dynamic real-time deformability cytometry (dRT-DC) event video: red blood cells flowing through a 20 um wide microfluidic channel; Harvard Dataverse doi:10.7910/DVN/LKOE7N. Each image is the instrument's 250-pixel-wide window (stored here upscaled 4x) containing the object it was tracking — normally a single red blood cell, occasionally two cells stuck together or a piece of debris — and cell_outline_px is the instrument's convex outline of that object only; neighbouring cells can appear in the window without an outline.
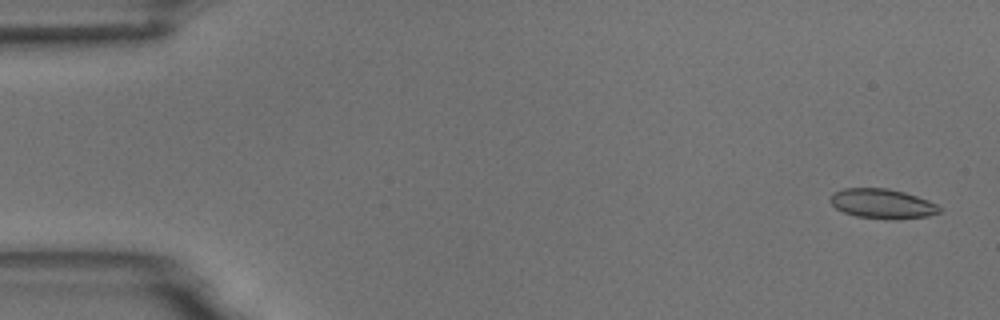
{"species": "common noctule bat (a hibernating species)", "species_latin": "Nyctalus noctula", "temperature_condition": "room temperature", "stored_images_in_passage": 5, "camera_frame_rate_fps": 3000, "um_per_image_px": 0.085, "animal": {"sex": "male", "body_mass_g": 18.8}, "frame": {"image": 1, "passage_image": 1, "time_ms": 0.0, "image_size_px": [1000, 320], "cell_outline_px": [[940, 212], [928, 216], [884, 220], [856, 216], [844, 212], [836, 208], [828, 200], [836, 192], [844, 188], [888, 188], [904, 192], [928, 200], [936, 204], [940, 208]], "centroid_in_image_um": [74.99, 17.32], "position_along_channel_um": 10.0, "area_um2": 18.79}}
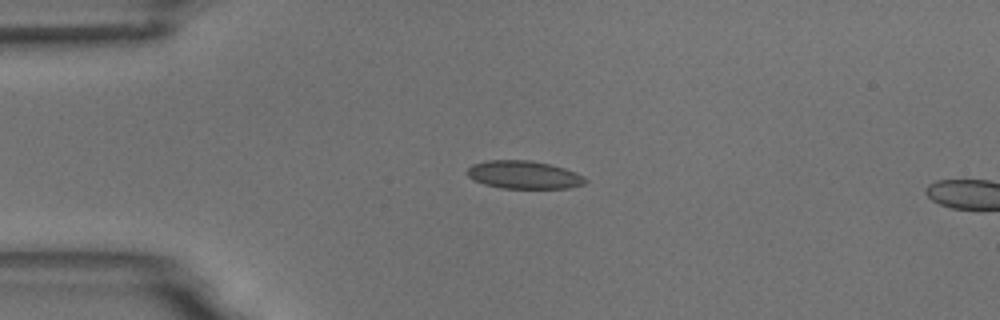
{"frame": {"image": 2, "passage_image": 4, "time_ms": 3.667, "image_size_px": [1000, 320], "cell_outline_px": [[588, 180], [584, 184], [568, 188], [500, 188], [484, 184], [472, 180], [468, 176], [468, 168], [472, 164], [488, 160], [528, 160], [552, 164], [576, 172], [584, 176]], "centroid_in_image_um": [44.53, 14.86], "position_along_channel_um": 40.5, "area_um2": 19.36}}